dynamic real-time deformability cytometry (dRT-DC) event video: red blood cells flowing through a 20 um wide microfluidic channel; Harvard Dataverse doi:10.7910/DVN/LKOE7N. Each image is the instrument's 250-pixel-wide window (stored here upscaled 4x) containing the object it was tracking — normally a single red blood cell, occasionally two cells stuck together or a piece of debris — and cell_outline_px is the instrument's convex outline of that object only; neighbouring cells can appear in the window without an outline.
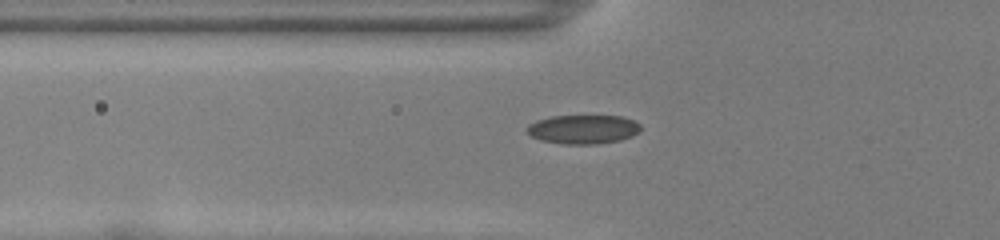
{"species": "common noctule bat (a hibernating species)", "species_latin": "Nyctalus noctula", "temperature_condition": "room temperature", "stored_images_in_passage": 36, "segment_of_instrument_passage": [1, 2], "camera_frame_rate_fps": 3000, "um_per_image_px": 0.085, "animal": {"sex": "female", "body_mass_g": 22.0, "forearm_length_mm": 56.7}, "frame": {"image": 1, "passage_image": 2, "time_ms": 0.333, "image_size_px": [1000, 240], "cell_outline_px": [[640, 128], [636, 132], [620, 140], [596, 144], [564, 144], [540, 140], [532, 136], [528, 132], [528, 124], [536, 120], [552, 116], [620, 116], [632, 120], [640, 124]], "centroid_in_image_um": [49.52, 10.99], "position_along_channel_um": 76.3, "area_um2": 18.9}}
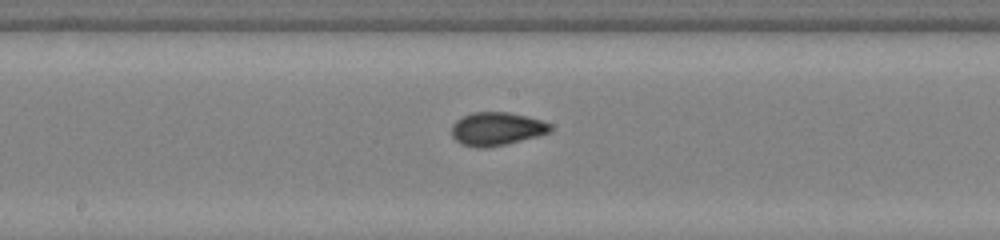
{"frame": {"image": 2, "passage_image": 12, "time_ms": 3.667, "image_size_px": [1000, 240], "cell_outline_px": [[552, 128], [548, 132], [536, 136], [504, 144], [484, 148], [476, 148], [460, 144], [452, 136], [452, 124], [456, 120], [472, 112], [508, 112], [540, 120], [552, 124]], "centroid_in_image_um": [42.17, 10.95], "position_along_channel_um": 206.0, "area_um2": 18.9}}
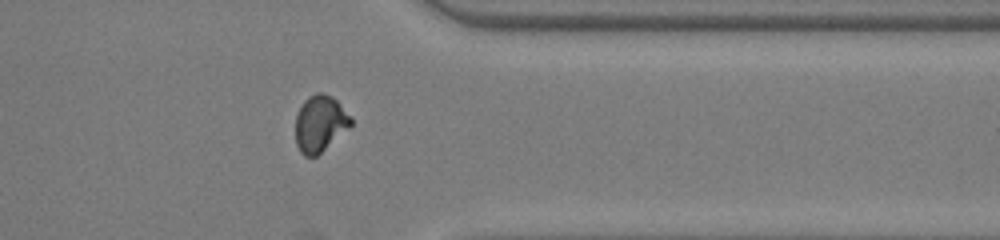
{"frame": {"image": 3, "passage_image": 26, "time_ms": 8.333, "image_size_px": [1000, 240], "cell_outline_px": [[352, 124], [348, 128], [316, 156], [304, 156], [300, 152], [296, 144], [296, 116], [304, 100], [308, 96], [316, 92], [320, 92], [332, 96], [352, 116]], "centroid_in_image_um": [27.2, 10.48], "position_along_channel_um": 384.2, "area_um2": 18.09}}